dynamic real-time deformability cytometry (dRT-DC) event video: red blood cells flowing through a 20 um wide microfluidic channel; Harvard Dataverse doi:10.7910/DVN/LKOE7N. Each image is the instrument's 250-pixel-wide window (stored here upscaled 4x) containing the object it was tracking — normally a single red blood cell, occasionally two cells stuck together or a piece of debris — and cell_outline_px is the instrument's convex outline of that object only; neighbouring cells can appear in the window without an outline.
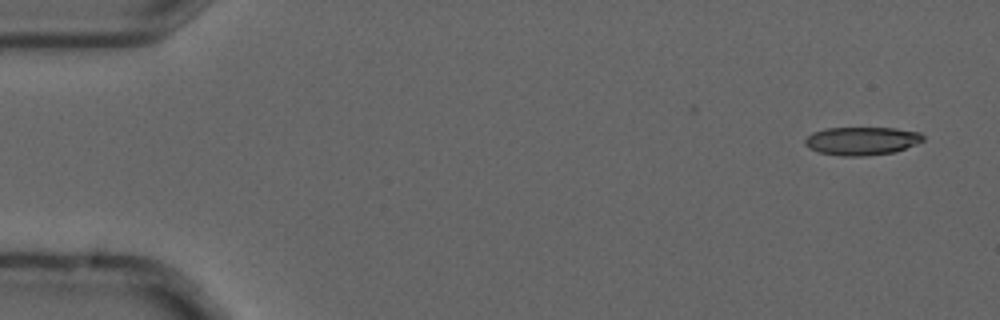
{"species": "common noctule bat (a hibernating species)", "species_latin": "Nyctalus noctula", "temperature_condition": "cold", "stored_images_in_passage": 3, "camera_frame_rate_fps": 3000, "um_per_image_px": 0.085, "animal": {"sex": "male", "forearm_length_mm": 52.5}, "frame": {"image": 1, "passage_image": 3, "time_ms": 0.667, "image_size_px": [1000, 320], "cell_outline_px": [[924, 140], [916, 144], [896, 152], [864, 156], [840, 156], [820, 152], [808, 148], [804, 144], [804, 140], [812, 132], [824, 128], [896, 128], [920, 132], [924, 136]], "centroid_in_image_um": [73.25, 11.98], "position_along_channel_um": 11.8, "area_um2": 19.59}}